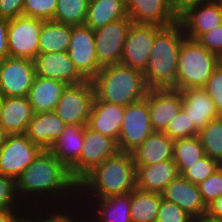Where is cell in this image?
Returning <instances> with one entry per match:
<instances>
[{
    "label": "cell",
    "instance_id": "obj_27",
    "mask_svg": "<svg viewBox=\"0 0 222 222\" xmlns=\"http://www.w3.org/2000/svg\"><path fill=\"white\" fill-rule=\"evenodd\" d=\"M172 140L164 132H153L133 152L135 165H152L165 160H173Z\"/></svg>",
    "mask_w": 222,
    "mask_h": 222
},
{
    "label": "cell",
    "instance_id": "obj_8",
    "mask_svg": "<svg viewBox=\"0 0 222 222\" xmlns=\"http://www.w3.org/2000/svg\"><path fill=\"white\" fill-rule=\"evenodd\" d=\"M131 193L101 199H77L76 214L84 222H131Z\"/></svg>",
    "mask_w": 222,
    "mask_h": 222
},
{
    "label": "cell",
    "instance_id": "obj_9",
    "mask_svg": "<svg viewBox=\"0 0 222 222\" xmlns=\"http://www.w3.org/2000/svg\"><path fill=\"white\" fill-rule=\"evenodd\" d=\"M153 132L145 99L126 106L117 142L119 151L132 153Z\"/></svg>",
    "mask_w": 222,
    "mask_h": 222
},
{
    "label": "cell",
    "instance_id": "obj_38",
    "mask_svg": "<svg viewBox=\"0 0 222 222\" xmlns=\"http://www.w3.org/2000/svg\"><path fill=\"white\" fill-rule=\"evenodd\" d=\"M56 6L57 0H24L23 15L44 21L53 20Z\"/></svg>",
    "mask_w": 222,
    "mask_h": 222
},
{
    "label": "cell",
    "instance_id": "obj_32",
    "mask_svg": "<svg viewBox=\"0 0 222 222\" xmlns=\"http://www.w3.org/2000/svg\"><path fill=\"white\" fill-rule=\"evenodd\" d=\"M204 156V148L198 136L174 140L173 161L180 175L187 170V165L194 164Z\"/></svg>",
    "mask_w": 222,
    "mask_h": 222
},
{
    "label": "cell",
    "instance_id": "obj_40",
    "mask_svg": "<svg viewBox=\"0 0 222 222\" xmlns=\"http://www.w3.org/2000/svg\"><path fill=\"white\" fill-rule=\"evenodd\" d=\"M156 222H193V217L178 205L162 198Z\"/></svg>",
    "mask_w": 222,
    "mask_h": 222
},
{
    "label": "cell",
    "instance_id": "obj_7",
    "mask_svg": "<svg viewBox=\"0 0 222 222\" xmlns=\"http://www.w3.org/2000/svg\"><path fill=\"white\" fill-rule=\"evenodd\" d=\"M94 99L95 93L91 80L67 85L55 112L66 125L87 126Z\"/></svg>",
    "mask_w": 222,
    "mask_h": 222
},
{
    "label": "cell",
    "instance_id": "obj_43",
    "mask_svg": "<svg viewBox=\"0 0 222 222\" xmlns=\"http://www.w3.org/2000/svg\"><path fill=\"white\" fill-rule=\"evenodd\" d=\"M24 0H0V18L14 19L23 16Z\"/></svg>",
    "mask_w": 222,
    "mask_h": 222
},
{
    "label": "cell",
    "instance_id": "obj_6",
    "mask_svg": "<svg viewBox=\"0 0 222 222\" xmlns=\"http://www.w3.org/2000/svg\"><path fill=\"white\" fill-rule=\"evenodd\" d=\"M119 151L117 142L84 126V141L79 160L69 169L78 184L89 172Z\"/></svg>",
    "mask_w": 222,
    "mask_h": 222
},
{
    "label": "cell",
    "instance_id": "obj_20",
    "mask_svg": "<svg viewBox=\"0 0 222 222\" xmlns=\"http://www.w3.org/2000/svg\"><path fill=\"white\" fill-rule=\"evenodd\" d=\"M161 195L163 199L178 205L193 218L207 213V206L202 200L198 185L182 175L174 179Z\"/></svg>",
    "mask_w": 222,
    "mask_h": 222
},
{
    "label": "cell",
    "instance_id": "obj_39",
    "mask_svg": "<svg viewBox=\"0 0 222 222\" xmlns=\"http://www.w3.org/2000/svg\"><path fill=\"white\" fill-rule=\"evenodd\" d=\"M199 192L206 206L222 194V165L204 181L198 184Z\"/></svg>",
    "mask_w": 222,
    "mask_h": 222
},
{
    "label": "cell",
    "instance_id": "obj_3",
    "mask_svg": "<svg viewBox=\"0 0 222 222\" xmlns=\"http://www.w3.org/2000/svg\"><path fill=\"white\" fill-rule=\"evenodd\" d=\"M91 82L94 101L123 107L143 100L150 90L141 70L122 64L104 66Z\"/></svg>",
    "mask_w": 222,
    "mask_h": 222
},
{
    "label": "cell",
    "instance_id": "obj_18",
    "mask_svg": "<svg viewBox=\"0 0 222 222\" xmlns=\"http://www.w3.org/2000/svg\"><path fill=\"white\" fill-rule=\"evenodd\" d=\"M186 38L197 40L202 34L222 24V10L219 1L187 9L178 17Z\"/></svg>",
    "mask_w": 222,
    "mask_h": 222
},
{
    "label": "cell",
    "instance_id": "obj_15",
    "mask_svg": "<svg viewBox=\"0 0 222 222\" xmlns=\"http://www.w3.org/2000/svg\"><path fill=\"white\" fill-rule=\"evenodd\" d=\"M162 28L157 25L133 23L123 47L121 64L144 72L148 66L155 35Z\"/></svg>",
    "mask_w": 222,
    "mask_h": 222
},
{
    "label": "cell",
    "instance_id": "obj_52",
    "mask_svg": "<svg viewBox=\"0 0 222 222\" xmlns=\"http://www.w3.org/2000/svg\"><path fill=\"white\" fill-rule=\"evenodd\" d=\"M4 100H5V96L0 91V115H1Z\"/></svg>",
    "mask_w": 222,
    "mask_h": 222
},
{
    "label": "cell",
    "instance_id": "obj_26",
    "mask_svg": "<svg viewBox=\"0 0 222 222\" xmlns=\"http://www.w3.org/2000/svg\"><path fill=\"white\" fill-rule=\"evenodd\" d=\"M66 87L65 82L36 75L27 96L34 113L55 111Z\"/></svg>",
    "mask_w": 222,
    "mask_h": 222
},
{
    "label": "cell",
    "instance_id": "obj_53",
    "mask_svg": "<svg viewBox=\"0 0 222 222\" xmlns=\"http://www.w3.org/2000/svg\"><path fill=\"white\" fill-rule=\"evenodd\" d=\"M220 2V7H221V10H222V1H219Z\"/></svg>",
    "mask_w": 222,
    "mask_h": 222
},
{
    "label": "cell",
    "instance_id": "obj_28",
    "mask_svg": "<svg viewBox=\"0 0 222 222\" xmlns=\"http://www.w3.org/2000/svg\"><path fill=\"white\" fill-rule=\"evenodd\" d=\"M83 141L84 126L68 124L49 150L69 170L79 160Z\"/></svg>",
    "mask_w": 222,
    "mask_h": 222
},
{
    "label": "cell",
    "instance_id": "obj_19",
    "mask_svg": "<svg viewBox=\"0 0 222 222\" xmlns=\"http://www.w3.org/2000/svg\"><path fill=\"white\" fill-rule=\"evenodd\" d=\"M34 64L37 76L65 82L67 85L86 81L75 68L67 51L39 53L34 59Z\"/></svg>",
    "mask_w": 222,
    "mask_h": 222
},
{
    "label": "cell",
    "instance_id": "obj_41",
    "mask_svg": "<svg viewBox=\"0 0 222 222\" xmlns=\"http://www.w3.org/2000/svg\"><path fill=\"white\" fill-rule=\"evenodd\" d=\"M203 89L214 101L218 115L222 116V62L214 70Z\"/></svg>",
    "mask_w": 222,
    "mask_h": 222
},
{
    "label": "cell",
    "instance_id": "obj_14",
    "mask_svg": "<svg viewBox=\"0 0 222 222\" xmlns=\"http://www.w3.org/2000/svg\"><path fill=\"white\" fill-rule=\"evenodd\" d=\"M35 76L34 60L6 57L0 61V91L5 97H27Z\"/></svg>",
    "mask_w": 222,
    "mask_h": 222
},
{
    "label": "cell",
    "instance_id": "obj_17",
    "mask_svg": "<svg viewBox=\"0 0 222 222\" xmlns=\"http://www.w3.org/2000/svg\"><path fill=\"white\" fill-rule=\"evenodd\" d=\"M128 17L134 24L168 27L178 22L171 0H125Z\"/></svg>",
    "mask_w": 222,
    "mask_h": 222
},
{
    "label": "cell",
    "instance_id": "obj_2",
    "mask_svg": "<svg viewBox=\"0 0 222 222\" xmlns=\"http://www.w3.org/2000/svg\"><path fill=\"white\" fill-rule=\"evenodd\" d=\"M132 153L118 151L96 166L77 184V199H101L136 189Z\"/></svg>",
    "mask_w": 222,
    "mask_h": 222
},
{
    "label": "cell",
    "instance_id": "obj_48",
    "mask_svg": "<svg viewBox=\"0 0 222 222\" xmlns=\"http://www.w3.org/2000/svg\"><path fill=\"white\" fill-rule=\"evenodd\" d=\"M44 222H84L77 214L55 215L44 214Z\"/></svg>",
    "mask_w": 222,
    "mask_h": 222
},
{
    "label": "cell",
    "instance_id": "obj_35",
    "mask_svg": "<svg viewBox=\"0 0 222 222\" xmlns=\"http://www.w3.org/2000/svg\"><path fill=\"white\" fill-rule=\"evenodd\" d=\"M220 166L221 164L217 160L205 155L194 164L187 165V170L182 174V176L193 184L198 185L208 176L213 174Z\"/></svg>",
    "mask_w": 222,
    "mask_h": 222
},
{
    "label": "cell",
    "instance_id": "obj_49",
    "mask_svg": "<svg viewBox=\"0 0 222 222\" xmlns=\"http://www.w3.org/2000/svg\"><path fill=\"white\" fill-rule=\"evenodd\" d=\"M193 222H222V220H217L209 217L207 214L193 218Z\"/></svg>",
    "mask_w": 222,
    "mask_h": 222
},
{
    "label": "cell",
    "instance_id": "obj_42",
    "mask_svg": "<svg viewBox=\"0 0 222 222\" xmlns=\"http://www.w3.org/2000/svg\"><path fill=\"white\" fill-rule=\"evenodd\" d=\"M197 41L222 59V24L202 34Z\"/></svg>",
    "mask_w": 222,
    "mask_h": 222
},
{
    "label": "cell",
    "instance_id": "obj_36",
    "mask_svg": "<svg viewBox=\"0 0 222 222\" xmlns=\"http://www.w3.org/2000/svg\"><path fill=\"white\" fill-rule=\"evenodd\" d=\"M164 133L172 140L194 137V124H191L189 115L183 108L173 117Z\"/></svg>",
    "mask_w": 222,
    "mask_h": 222
},
{
    "label": "cell",
    "instance_id": "obj_11",
    "mask_svg": "<svg viewBox=\"0 0 222 222\" xmlns=\"http://www.w3.org/2000/svg\"><path fill=\"white\" fill-rule=\"evenodd\" d=\"M42 150L25 134L8 135L0 148V173L16 180Z\"/></svg>",
    "mask_w": 222,
    "mask_h": 222
},
{
    "label": "cell",
    "instance_id": "obj_34",
    "mask_svg": "<svg viewBox=\"0 0 222 222\" xmlns=\"http://www.w3.org/2000/svg\"><path fill=\"white\" fill-rule=\"evenodd\" d=\"M205 155L222 165V116L208 123L198 132Z\"/></svg>",
    "mask_w": 222,
    "mask_h": 222
},
{
    "label": "cell",
    "instance_id": "obj_33",
    "mask_svg": "<svg viewBox=\"0 0 222 222\" xmlns=\"http://www.w3.org/2000/svg\"><path fill=\"white\" fill-rule=\"evenodd\" d=\"M90 0H57L52 21L72 26L84 25Z\"/></svg>",
    "mask_w": 222,
    "mask_h": 222
},
{
    "label": "cell",
    "instance_id": "obj_21",
    "mask_svg": "<svg viewBox=\"0 0 222 222\" xmlns=\"http://www.w3.org/2000/svg\"><path fill=\"white\" fill-rule=\"evenodd\" d=\"M182 108L194 124V136L198 135L208 123L219 118L214 101L203 88H188L180 91Z\"/></svg>",
    "mask_w": 222,
    "mask_h": 222
},
{
    "label": "cell",
    "instance_id": "obj_30",
    "mask_svg": "<svg viewBox=\"0 0 222 222\" xmlns=\"http://www.w3.org/2000/svg\"><path fill=\"white\" fill-rule=\"evenodd\" d=\"M72 25L52 20L43 21L39 37V53L67 51L71 38Z\"/></svg>",
    "mask_w": 222,
    "mask_h": 222
},
{
    "label": "cell",
    "instance_id": "obj_51",
    "mask_svg": "<svg viewBox=\"0 0 222 222\" xmlns=\"http://www.w3.org/2000/svg\"><path fill=\"white\" fill-rule=\"evenodd\" d=\"M8 135L9 134L5 131L3 126L0 124V148L6 142Z\"/></svg>",
    "mask_w": 222,
    "mask_h": 222
},
{
    "label": "cell",
    "instance_id": "obj_4",
    "mask_svg": "<svg viewBox=\"0 0 222 222\" xmlns=\"http://www.w3.org/2000/svg\"><path fill=\"white\" fill-rule=\"evenodd\" d=\"M181 25L163 27L154 38L144 77L150 89L176 90L180 46L185 39Z\"/></svg>",
    "mask_w": 222,
    "mask_h": 222
},
{
    "label": "cell",
    "instance_id": "obj_29",
    "mask_svg": "<svg viewBox=\"0 0 222 222\" xmlns=\"http://www.w3.org/2000/svg\"><path fill=\"white\" fill-rule=\"evenodd\" d=\"M125 18H128L125 0H90L85 25L96 30Z\"/></svg>",
    "mask_w": 222,
    "mask_h": 222
},
{
    "label": "cell",
    "instance_id": "obj_46",
    "mask_svg": "<svg viewBox=\"0 0 222 222\" xmlns=\"http://www.w3.org/2000/svg\"><path fill=\"white\" fill-rule=\"evenodd\" d=\"M8 27L9 20L0 18V61L9 57L8 50Z\"/></svg>",
    "mask_w": 222,
    "mask_h": 222
},
{
    "label": "cell",
    "instance_id": "obj_37",
    "mask_svg": "<svg viewBox=\"0 0 222 222\" xmlns=\"http://www.w3.org/2000/svg\"><path fill=\"white\" fill-rule=\"evenodd\" d=\"M27 209L16 193V183L11 177L0 173V210Z\"/></svg>",
    "mask_w": 222,
    "mask_h": 222
},
{
    "label": "cell",
    "instance_id": "obj_45",
    "mask_svg": "<svg viewBox=\"0 0 222 222\" xmlns=\"http://www.w3.org/2000/svg\"><path fill=\"white\" fill-rule=\"evenodd\" d=\"M215 0H171V7L175 15L179 17L187 9L201 4H206Z\"/></svg>",
    "mask_w": 222,
    "mask_h": 222
},
{
    "label": "cell",
    "instance_id": "obj_12",
    "mask_svg": "<svg viewBox=\"0 0 222 222\" xmlns=\"http://www.w3.org/2000/svg\"><path fill=\"white\" fill-rule=\"evenodd\" d=\"M67 53L86 80H92L103 68L97 59L94 30L85 24L72 26Z\"/></svg>",
    "mask_w": 222,
    "mask_h": 222
},
{
    "label": "cell",
    "instance_id": "obj_24",
    "mask_svg": "<svg viewBox=\"0 0 222 222\" xmlns=\"http://www.w3.org/2000/svg\"><path fill=\"white\" fill-rule=\"evenodd\" d=\"M65 126L55 111L34 113L25 135L42 149H49Z\"/></svg>",
    "mask_w": 222,
    "mask_h": 222
},
{
    "label": "cell",
    "instance_id": "obj_31",
    "mask_svg": "<svg viewBox=\"0 0 222 222\" xmlns=\"http://www.w3.org/2000/svg\"><path fill=\"white\" fill-rule=\"evenodd\" d=\"M162 195L134 189L131 192V222H156Z\"/></svg>",
    "mask_w": 222,
    "mask_h": 222
},
{
    "label": "cell",
    "instance_id": "obj_22",
    "mask_svg": "<svg viewBox=\"0 0 222 222\" xmlns=\"http://www.w3.org/2000/svg\"><path fill=\"white\" fill-rule=\"evenodd\" d=\"M135 166L137 189L145 192L162 194L165 188L180 175L173 160Z\"/></svg>",
    "mask_w": 222,
    "mask_h": 222
},
{
    "label": "cell",
    "instance_id": "obj_44",
    "mask_svg": "<svg viewBox=\"0 0 222 222\" xmlns=\"http://www.w3.org/2000/svg\"><path fill=\"white\" fill-rule=\"evenodd\" d=\"M31 214L28 209L0 210V222H24Z\"/></svg>",
    "mask_w": 222,
    "mask_h": 222
},
{
    "label": "cell",
    "instance_id": "obj_47",
    "mask_svg": "<svg viewBox=\"0 0 222 222\" xmlns=\"http://www.w3.org/2000/svg\"><path fill=\"white\" fill-rule=\"evenodd\" d=\"M209 217L217 220H222V194L207 206Z\"/></svg>",
    "mask_w": 222,
    "mask_h": 222
},
{
    "label": "cell",
    "instance_id": "obj_13",
    "mask_svg": "<svg viewBox=\"0 0 222 222\" xmlns=\"http://www.w3.org/2000/svg\"><path fill=\"white\" fill-rule=\"evenodd\" d=\"M132 24L128 17L94 30L97 59L102 67L121 64L123 47Z\"/></svg>",
    "mask_w": 222,
    "mask_h": 222
},
{
    "label": "cell",
    "instance_id": "obj_5",
    "mask_svg": "<svg viewBox=\"0 0 222 222\" xmlns=\"http://www.w3.org/2000/svg\"><path fill=\"white\" fill-rule=\"evenodd\" d=\"M221 62L197 40L185 38L178 57L176 90L203 88Z\"/></svg>",
    "mask_w": 222,
    "mask_h": 222
},
{
    "label": "cell",
    "instance_id": "obj_1",
    "mask_svg": "<svg viewBox=\"0 0 222 222\" xmlns=\"http://www.w3.org/2000/svg\"><path fill=\"white\" fill-rule=\"evenodd\" d=\"M15 183L20 202L32 214H76L77 183L49 149H43Z\"/></svg>",
    "mask_w": 222,
    "mask_h": 222
},
{
    "label": "cell",
    "instance_id": "obj_16",
    "mask_svg": "<svg viewBox=\"0 0 222 222\" xmlns=\"http://www.w3.org/2000/svg\"><path fill=\"white\" fill-rule=\"evenodd\" d=\"M144 99L148 103L154 132H165L182 108L181 92L172 88L150 89Z\"/></svg>",
    "mask_w": 222,
    "mask_h": 222
},
{
    "label": "cell",
    "instance_id": "obj_50",
    "mask_svg": "<svg viewBox=\"0 0 222 222\" xmlns=\"http://www.w3.org/2000/svg\"><path fill=\"white\" fill-rule=\"evenodd\" d=\"M24 222H44V214H31Z\"/></svg>",
    "mask_w": 222,
    "mask_h": 222
},
{
    "label": "cell",
    "instance_id": "obj_10",
    "mask_svg": "<svg viewBox=\"0 0 222 222\" xmlns=\"http://www.w3.org/2000/svg\"><path fill=\"white\" fill-rule=\"evenodd\" d=\"M43 21L24 15L9 20V57L35 59L39 54V37Z\"/></svg>",
    "mask_w": 222,
    "mask_h": 222
},
{
    "label": "cell",
    "instance_id": "obj_25",
    "mask_svg": "<svg viewBox=\"0 0 222 222\" xmlns=\"http://www.w3.org/2000/svg\"><path fill=\"white\" fill-rule=\"evenodd\" d=\"M34 115L27 97H5L0 124L9 135L25 134Z\"/></svg>",
    "mask_w": 222,
    "mask_h": 222
},
{
    "label": "cell",
    "instance_id": "obj_23",
    "mask_svg": "<svg viewBox=\"0 0 222 222\" xmlns=\"http://www.w3.org/2000/svg\"><path fill=\"white\" fill-rule=\"evenodd\" d=\"M125 107L105 101H94L87 127L118 142Z\"/></svg>",
    "mask_w": 222,
    "mask_h": 222
}]
</instances>
